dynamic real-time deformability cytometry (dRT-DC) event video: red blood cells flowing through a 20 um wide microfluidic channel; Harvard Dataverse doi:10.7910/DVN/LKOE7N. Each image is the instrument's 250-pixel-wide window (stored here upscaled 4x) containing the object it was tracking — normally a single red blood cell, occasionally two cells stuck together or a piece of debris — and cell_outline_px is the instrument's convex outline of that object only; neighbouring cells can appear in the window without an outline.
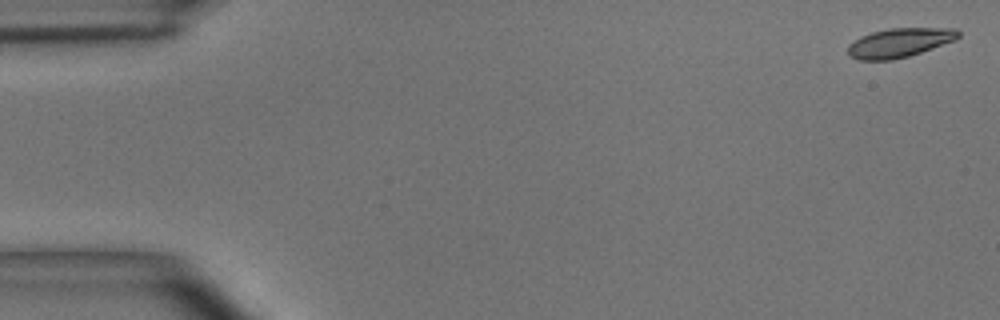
{"species": "common noctule bat (a hibernating species)", "species_latin": "Nyctalus noctula", "temperature_condition": "room temperature", "stored_images_in_passage": 9, "camera_frame_rate_fps": 3000, "um_per_image_px": 0.085, "animal": {"sex": "male", "body_mass_g": 15.6}, "frame": {"image": 1, "passage_image": 1, "time_ms": 0.0, "image_size_px": [1000, 320], "cell_outline_px": [[960, 36], [956, 40], [908, 56], [892, 60], [860, 60], [852, 56], [848, 52], [848, 44], [860, 36], [872, 32], [888, 28], [956, 28], [960, 32]], "centroid_in_image_um": [76.47, 3.62], "position_along_channel_um": 8.5, "area_um2": 18.73}}